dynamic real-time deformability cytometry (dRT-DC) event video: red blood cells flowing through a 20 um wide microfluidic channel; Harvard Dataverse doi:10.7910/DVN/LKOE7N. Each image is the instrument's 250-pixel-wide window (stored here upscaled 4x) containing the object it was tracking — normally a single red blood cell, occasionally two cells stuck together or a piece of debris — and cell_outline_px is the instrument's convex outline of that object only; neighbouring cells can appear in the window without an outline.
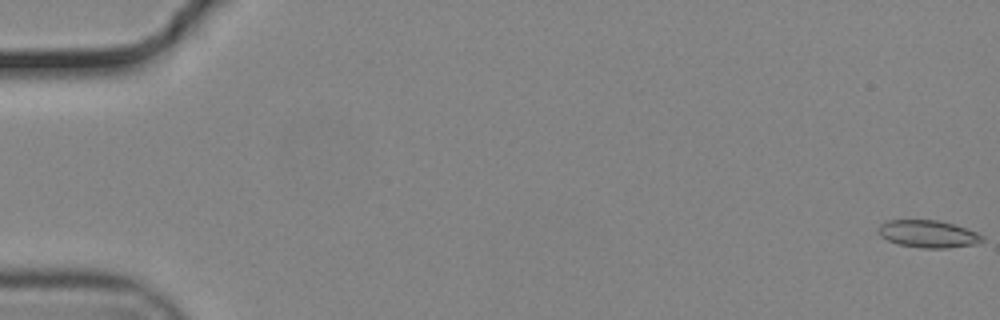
{"species": "common noctule bat (a hibernating species)", "species_latin": "Nyctalus noctula", "temperature_condition": "cold", "stored_images_in_passage": 16, "camera_frame_rate_fps": 3000, "um_per_image_px": 0.085, "animal": {"sex": "male", "body_mass_g": 19.2, "forearm_length_mm": 51.8}, "frame": {"image": 1, "passage_image": 1, "time_ms": 0.0, "image_size_px": [1000, 320], "cell_outline_px": [[984, 240], [976, 244], [948, 248], [920, 248], [896, 244], [880, 236], [880, 224], [888, 220], [940, 220], [976, 232], [984, 236]], "centroid_in_image_um": [78.9, 19.89], "position_along_channel_um": 6.1, "area_um2": 16.53}}